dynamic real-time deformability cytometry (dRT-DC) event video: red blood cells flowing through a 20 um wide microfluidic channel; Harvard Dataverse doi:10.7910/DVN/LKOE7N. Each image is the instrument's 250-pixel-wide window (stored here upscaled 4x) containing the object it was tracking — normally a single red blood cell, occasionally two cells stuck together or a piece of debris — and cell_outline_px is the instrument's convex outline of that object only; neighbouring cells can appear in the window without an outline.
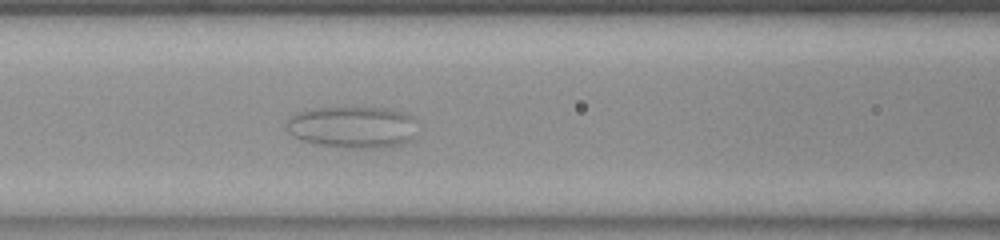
{"species": "common noctule bat (a hibernating species)", "species_latin": "Nyctalus noctula", "temperature_condition": "room temperature", "stored_images_in_passage": 49, "camera_frame_rate_fps": 3000, "um_per_image_px": 0.085, "animal": {"sex": "female", "body_mass_g": 23.0, "forearm_length_mm": 53.4}, "frame": {"image": 1, "passage_image": 12, "time_ms": 3.667, "image_size_px": [1000, 240], "cell_outline_px": [[412, 136], [404, 144], [392, 148], [336, 148], [304, 140], [288, 132], [288, 120], [296, 112], [312, 108], [388, 108], [404, 112], [412, 116]], "centroid_in_image_um": [29.96, 10.82], "position_along_channel_um": 136.6, "area_um2": 31.62}}
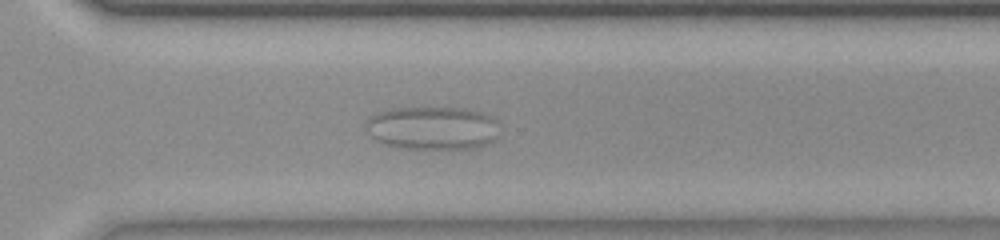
{"frame": {"image": 2, "passage_image": 30, "time_ms": 9.667, "image_size_px": [1000, 240], "cell_outline_px": [[496, 120], [492, 140], [484, 144], [472, 148], [400, 148], [384, 144], [376, 140], [372, 136], [368, 124], [368, 120], [376, 112], [388, 108], [460, 108], [480, 112]], "centroid_in_image_um": [36.69, 10.87], "position_along_channel_um": 333.9, "area_um2": 32.71}}